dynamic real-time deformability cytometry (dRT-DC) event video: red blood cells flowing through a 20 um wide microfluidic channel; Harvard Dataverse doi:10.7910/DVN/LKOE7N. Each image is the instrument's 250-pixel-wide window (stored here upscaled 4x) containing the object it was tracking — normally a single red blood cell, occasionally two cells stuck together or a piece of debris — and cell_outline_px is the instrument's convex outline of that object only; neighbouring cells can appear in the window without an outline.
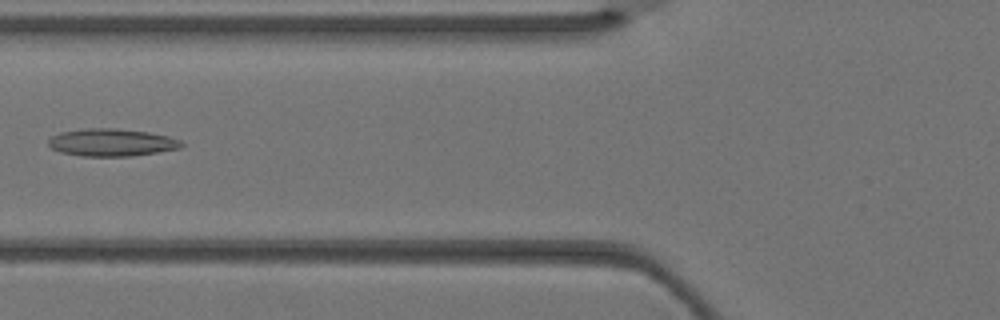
{"species": "Egyptian fruit bat (a non-hibernating species)", "species_latin": "Rousettus aegyptiacus", "temperature_condition": "warm", "stored_images_in_passage": 5, "camera_frame_rate_fps": 3000, "um_per_image_px": 0.085, "animal": {"sex": "female"}, "frame": {"image": 1, "passage_image": 5, "time_ms": 1.333, "image_size_px": [1000, 320], "cell_outline_px": [[184, 144], [180, 148], [132, 156], [80, 156], [60, 152], [52, 148], [48, 144], [48, 140], [52, 136], [60, 132], [88, 128], [116, 128], [148, 132], [168, 136], [180, 140]], "centroid_in_image_um": [9.47, 12.11], "position_along_channel_um": 116.3, "area_um2": 21.27}}